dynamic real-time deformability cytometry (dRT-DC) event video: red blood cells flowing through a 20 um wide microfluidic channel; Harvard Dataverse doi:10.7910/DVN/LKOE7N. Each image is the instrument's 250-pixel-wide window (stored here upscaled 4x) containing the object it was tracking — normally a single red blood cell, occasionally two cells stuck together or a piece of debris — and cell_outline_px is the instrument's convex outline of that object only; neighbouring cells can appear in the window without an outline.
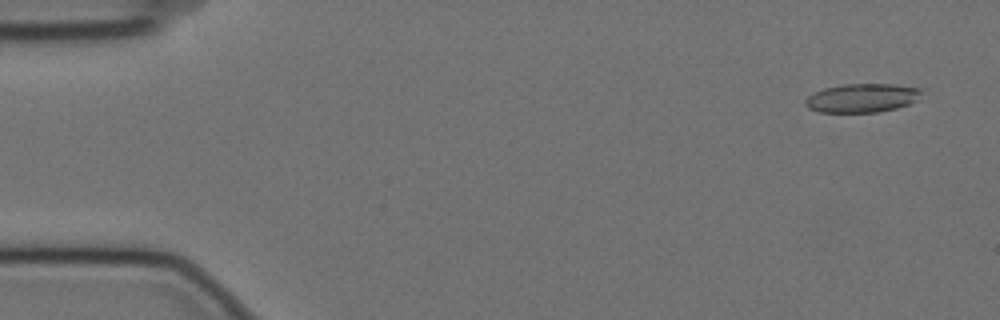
{"species": "Egyptian fruit bat (a non-hibernating species)", "species_latin": "Rousettus aegyptiacus", "temperature_condition": "cold", "stored_images_in_passage": 57, "camera_frame_rate_fps": 3000, "um_per_image_px": 0.085, "animal": {"sex": "female"}, "frame": {"image": 1, "passage_image": 3, "time_ms": 0.667, "image_size_px": [1000, 320], "cell_outline_px": [[924, 92], [916, 100], [908, 104], [896, 108], [876, 112], [820, 112], [808, 108], [804, 104], [804, 100], [808, 96], [824, 88], [844, 84], [892, 84], [924, 88]], "centroid_in_image_um": [73.3, 8.32], "position_along_channel_um": 11.7, "area_um2": 19.54}}
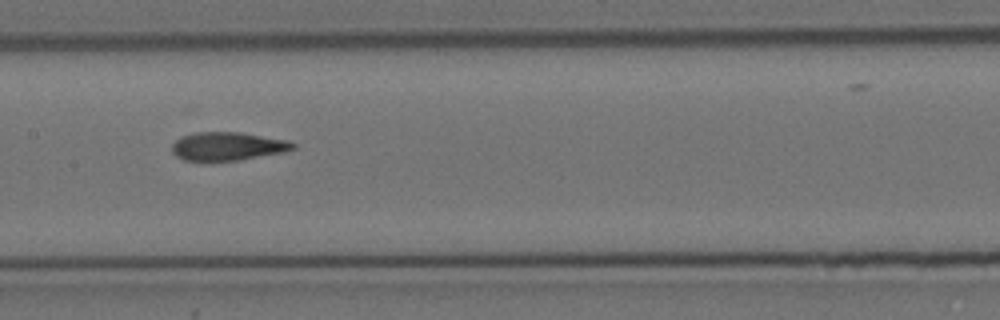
{"frame": {"image": 2, "passage_image": 28, "time_ms": 9.0, "image_size_px": [1000, 320], "cell_outline_px": [[296, 148], [284, 152], [240, 160], [184, 160], [176, 156], [172, 152], [172, 144], [180, 136], [196, 132], [240, 132], [288, 140], [296, 144]], "centroid_in_image_um": [19.36, 12.42], "position_along_channel_um": 188.0, "area_um2": 20.0}}
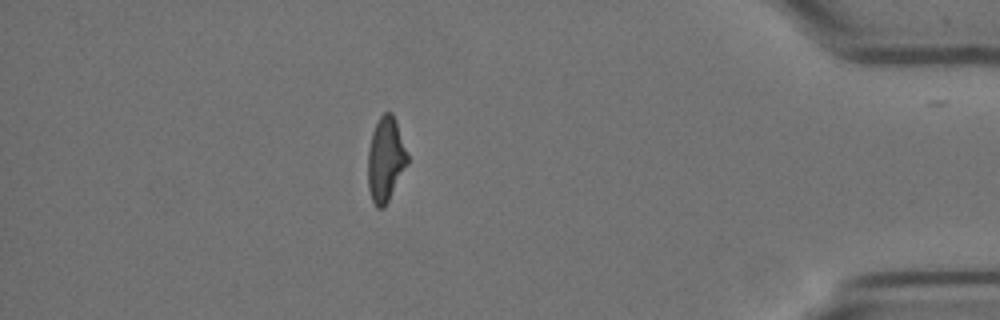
{"frame": {"image": 3, "passage_image": 50, "time_ms": 16.333, "image_size_px": [1000, 320], "cell_outline_px": [[408, 164], [384, 208], [376, 208], [372, 200], [368, 188], [368, 148], [372, 132], [380, 116], [384, 112], [392, 112], [396, 120], [408, 156]], "centroid_in_image_um": [32.77, 13.55], "position_along_channel_um": 402.4, "area_um2": 19.48}, "authors_computed_cell_mechanics": {"area_um2": 20.519, "velocity_mm_per_s": 3.5192, "shape_relaxation_time_tau1_ms": null, "shape_relaxation_time_tau2_ms": 2.6199, "deformation_change_tau1": null, "deformation_change_tau2": 0.0902}}